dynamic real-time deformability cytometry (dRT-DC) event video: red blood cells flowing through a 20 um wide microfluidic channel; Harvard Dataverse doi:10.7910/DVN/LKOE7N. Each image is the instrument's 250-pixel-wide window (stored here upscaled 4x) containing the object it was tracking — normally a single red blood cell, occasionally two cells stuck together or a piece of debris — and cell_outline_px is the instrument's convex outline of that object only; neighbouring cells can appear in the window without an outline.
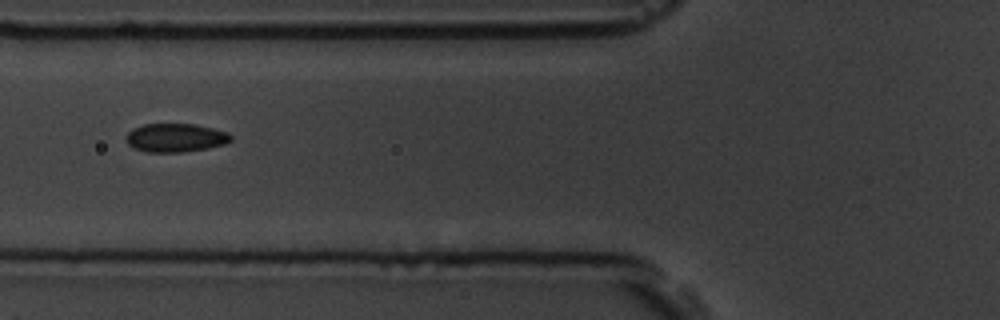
{"species": "common noctule bat (a hibernating species)", "species_latin": "Nyctalus noctula", "temperature_condition": "room temperature", "stored_images_in_passage": 9, "camera_frame_rate_fps": 3000, "um_per_image_px": 0.085, "animal": {"sex": "male", "body_mass_g": 19.5, "forearm_length_mm": 54.6}, "frame": {"image": 1, "passage_image": 6, "time_ms": 5.667, "image_size_px": [1000, 320], "cell_outline_px": [[232, 140], [224, 144], [208, 148], [180, 152], [148, 152], [136, 148], [128, 144], [124, 136], [132, 128], [144, 124], [196, 124], [228, 132], [232, 136]], "centroid_in_image_um": [14.91, 11.7], "position_along_channel_um": 110.9, "area_um2": 17.46}}
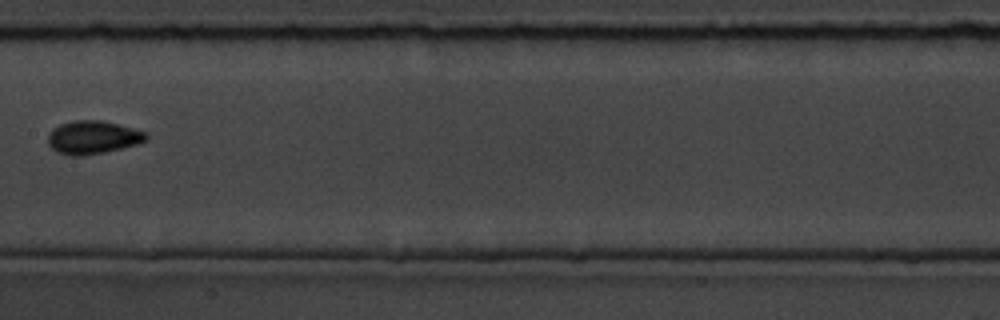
{"frame": {"image": 2, "passage_image": 8, "time_ms": 8.0, "image_size_px": [1000, 320], "cell_outline_px": [[148, 140], [136, 144], [104, 152], [80, 156], [72, 156], [56, 152], [48, 144], [48, 136], [52, 128], [60, 124], [76, 120], [100, 120], [120, 124], [148, 132]], "centroid_in_image_um": [7.9, 11.67], "position_along_channel_um": 199.5, "area_um2": 19.07}}
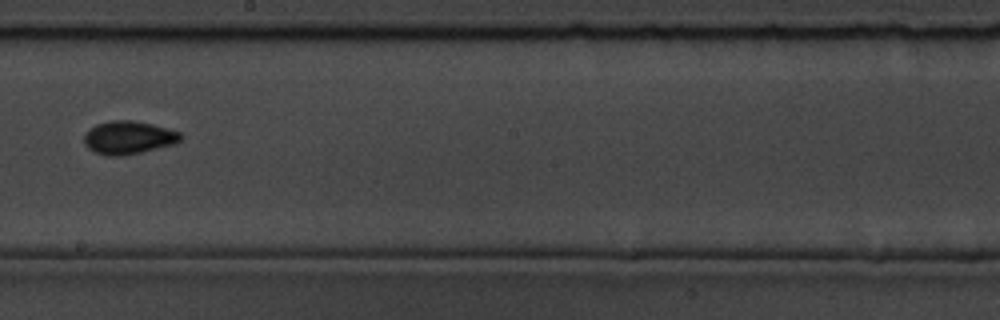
{"frame": {"image": 3, "passage_image": 9, "time_ms": 9.0, "image_size_px": [1000, 320], "cell_outline_px": [[184, 136], [180, 140], [172, 144], [140, 152], [120, 156], [104, 156], [88, 148], [84, 144], [84, 136], [88, 128], [96, 124], [112, 120], [128, 120], [152, 124], [180, 132]], "centroid_in_image_um": [10.88, 11.69], "position_along_channel_um": 237.3, "area_um2": 18.5}}